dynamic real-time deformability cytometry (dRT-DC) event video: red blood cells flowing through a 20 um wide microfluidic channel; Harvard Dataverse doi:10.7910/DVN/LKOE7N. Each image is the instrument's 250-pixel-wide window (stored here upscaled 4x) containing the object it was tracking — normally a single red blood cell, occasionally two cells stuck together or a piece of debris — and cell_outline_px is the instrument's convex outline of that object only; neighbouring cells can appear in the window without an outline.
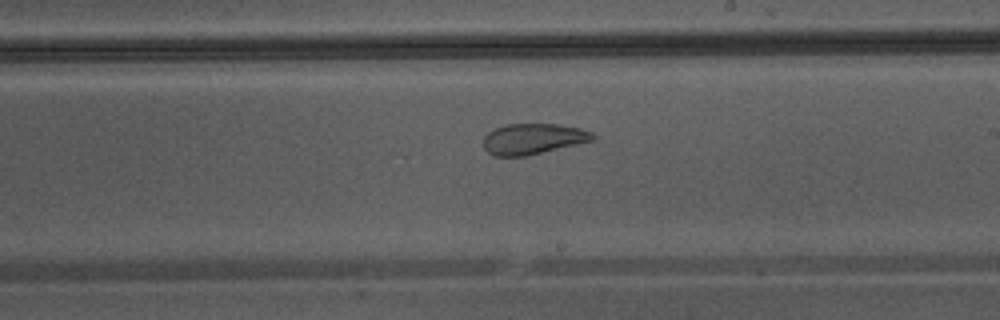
{"species": "Egyptian fruit bat (a non-hibernating species)", "species_latin": "Rousettus aegyptiacus", "temperature_condition": "warm", "stored_images_in_passage": 40, "segment_of_instrument_passage": [2, 2], "camera_frame_rate_fps": 3000, "um_per_image_px": 0.085, "animal": {"sex": "male"}, "frame": {"image": 1, "passage_image": 22, "time_ms": 7.0, "image_size_px": [1000, 320], "cell_outline_px": [[596, 136], [592, 140], [576, 144], [524, 156], [492, 156], [484, 148], [484, 136], [488, 132], [504, 124], [556, 124], [580, 128], [592, 132]], "centroid_in_image_um": [45.27, 11.79], "position_along_channel_um": 243.7, "area_um2": 19.36}}
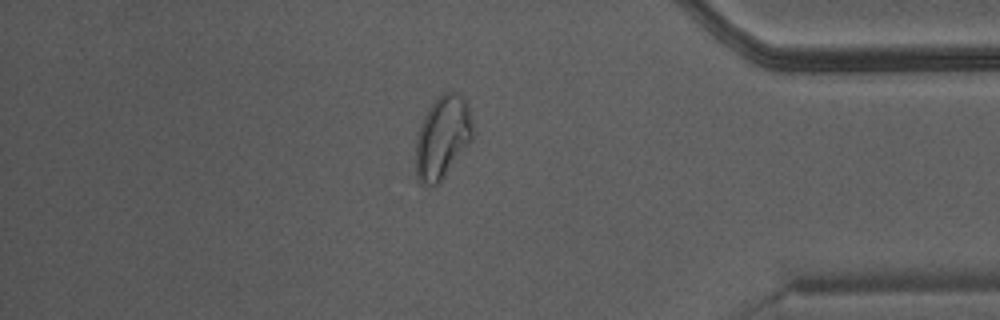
{"frame": {"image": 2, "passage_image": 34, "time_ms": 11.0, "image_size_px": [1000, 320], "cell_outline_px": [[472, 140], [440, 180], [436, 184], [424, 184], [416, 176], [416, 140], [420, 124], [428, 108], [436, 96], [444, 92], [456, 92], [468, 104], [472, 120]], "centroid_in_image_um": [37.6, 11.61], "position_along_channel_um": 397.6, "area_um2": 27.05}}